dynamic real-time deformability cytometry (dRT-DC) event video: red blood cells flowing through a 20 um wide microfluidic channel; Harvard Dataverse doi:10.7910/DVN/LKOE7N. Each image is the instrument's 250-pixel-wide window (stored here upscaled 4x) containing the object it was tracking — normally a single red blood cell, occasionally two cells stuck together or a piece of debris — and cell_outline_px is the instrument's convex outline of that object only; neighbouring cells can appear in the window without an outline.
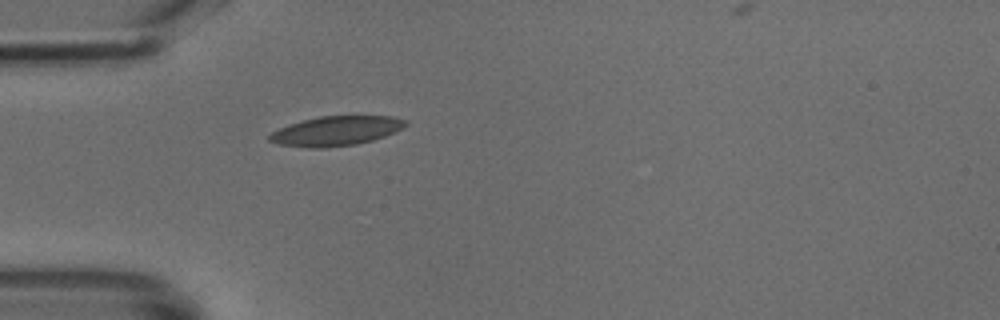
{"species": "common noctule bat (a hibernating species)", "species_latin": "Nyctalus noctula", "temperature_condition": "cold", "stored_images_in_passage": 16, "camera_frame_rate_fps": 3000, "um_per_image_px": 0.085, "animal": {"sex": "male", "body_mass_g": 18.8}, "frame": {"image": 1, "passage_image": 1, "time_ms": 0.0, "image_size_px": [1000, 320], "cell_outline_px": [[408, 124], [384, 136], [372, 140], [356, 144], [324, 148], [308, 148], [280, 144], [268, 140], [268, 136], [272, 132], [288, 124], [320, 116], [356, 112], [392, 116], [408, 120]], "centroid_in_image_um": [28.62, 11.07], "position_along_channel_um": 56.4, "area_um2": 24.28}}
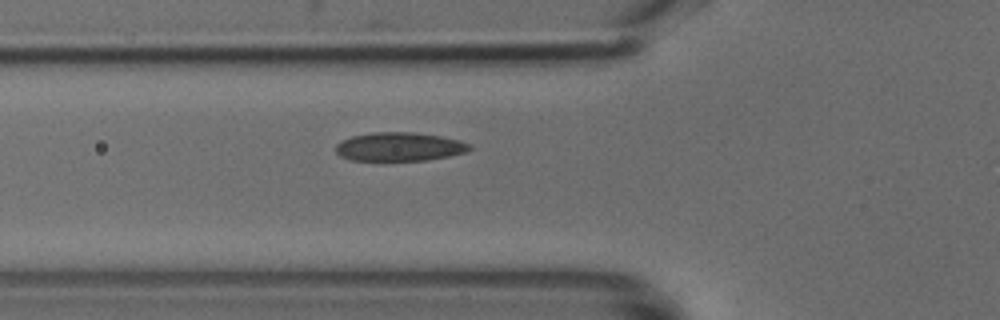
{"frame": {"image": 2, "passage_image": 4, "time_ms": 1.0, "image_size_px": [1000, 320], "cell_outline_px": [[472, 148], [464, 152], [448, 156], [428, 160], [352, 160], [340, 156], [336, 152], [336, 144], [340, 140], [352, 136], [372, 132], [412, 132], [440, 136], [460, 140], [472, 144]], "centroid_in_image_um": [33.94, 12.46], "position_along_channel_um": 91.9, "area_um2": 22.37}}
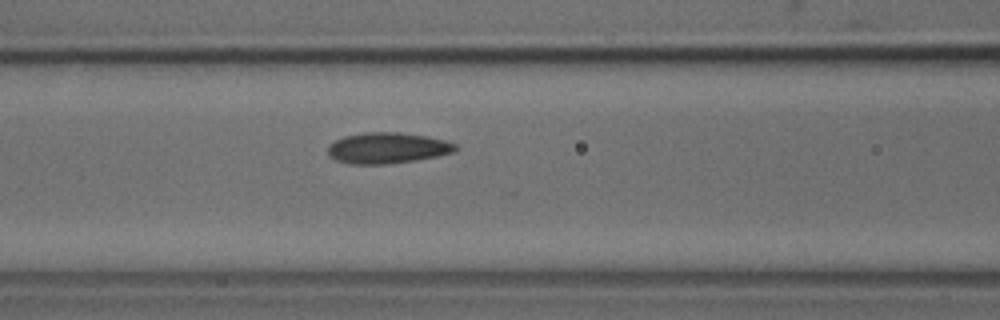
{"frame": {"image": 3, "passage_image": 7, "time_ms": 2.0, "image_size_px": [1000, 320], "cell_outline_px": [[460, 148], [456, 152], [416, 160], [384, 164], [348, 164], [336, 160], [328, 156], [328, 144], [344, 136], [364, 132], [400, 132], [428, 136], [444, 140], [456, 144]], "centroid_in_image_um": [32.93, 12.57], "position_along_channel_um": 133.7, "area_um2": 23.24}}